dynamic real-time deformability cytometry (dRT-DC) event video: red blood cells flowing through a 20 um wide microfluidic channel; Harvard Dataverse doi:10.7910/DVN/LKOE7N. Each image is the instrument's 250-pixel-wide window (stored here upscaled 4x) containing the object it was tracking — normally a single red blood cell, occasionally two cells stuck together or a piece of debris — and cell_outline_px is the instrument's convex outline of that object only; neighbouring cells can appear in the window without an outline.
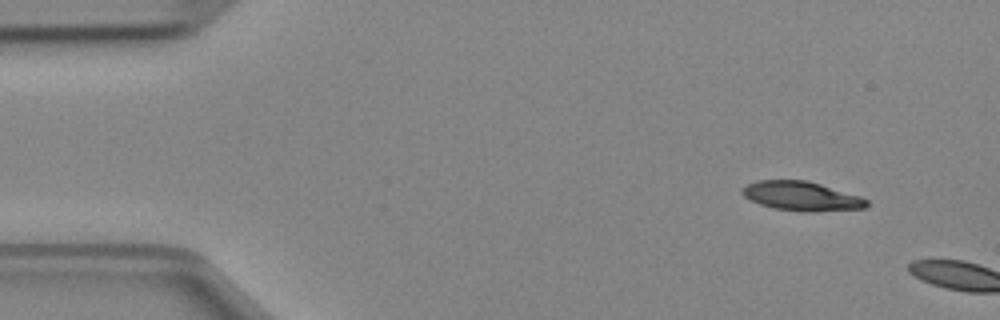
{"species": "Egyptian fruit bat (a non-hibernating species)", "species_latin": "Rousettus aegyptiacus", "temperature_condition": "cold", "stored_images_in_passage": 2, "camera_frame_rate_fps": 3000, "um_per_image_px": 0.085, "animal": {"sex": "female"}, "frame": {"image": 1, "passage_image": 1, "time_ms": 0.0, "image_size_px": [1000, 320], "cell_outline_px": [[868, 204], [864, 208], [808, 212], [772, 208], [760, 204], [744, 196], [740, 192], [740, 188], [756, 180], [804, 180], [820, 184], [860, 196], [868, 200]], "centroid_in_image_um": [68.09, 16.66], "position_along_channel_um": 16.9, "area_um2": 21.04}}